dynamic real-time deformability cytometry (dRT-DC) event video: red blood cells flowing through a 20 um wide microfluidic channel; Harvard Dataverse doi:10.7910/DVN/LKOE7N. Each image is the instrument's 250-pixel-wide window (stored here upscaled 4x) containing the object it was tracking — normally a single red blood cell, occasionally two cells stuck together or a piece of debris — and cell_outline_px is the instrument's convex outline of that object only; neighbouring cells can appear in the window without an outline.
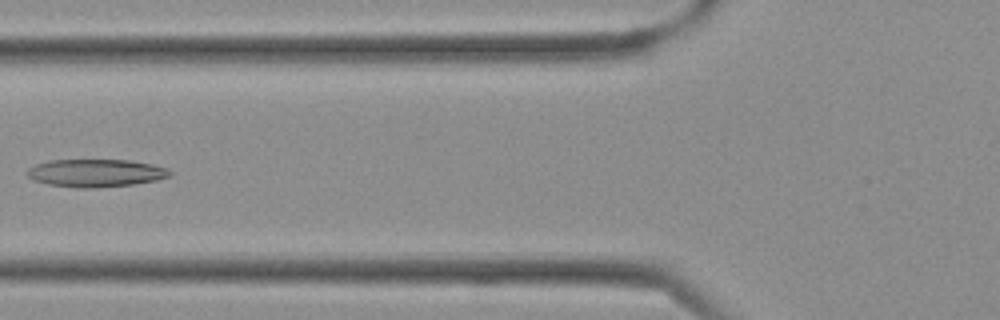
{"species": "Egyptian fruit bat (a non-hibernating species)", "species_latin": "Rousettus aegyptiacus", "temperature_condition": "cold", "stored_images_in_passage": 37, "camera_frame_rate_fps": 3000, "um_per_image_px": 0.085, "frame": {"image": 1, "passage_image": 14, "time_ms": 4.333, "image_size_px": [1000, 320], "cell_outline_px": [[172, 176], [156, 180], [132, 184], [88, 188], [76, 188], [48, 184], [32, 180], [24, 172], [28, 168], [36, 164], [48, 160], [128, 160], [152, 164], [168, 168], [172, 172]], "centroid_in_image_um": [8.11, 14.7], "position_along_channel_um": 117.7, "area_um2": 23.18}}
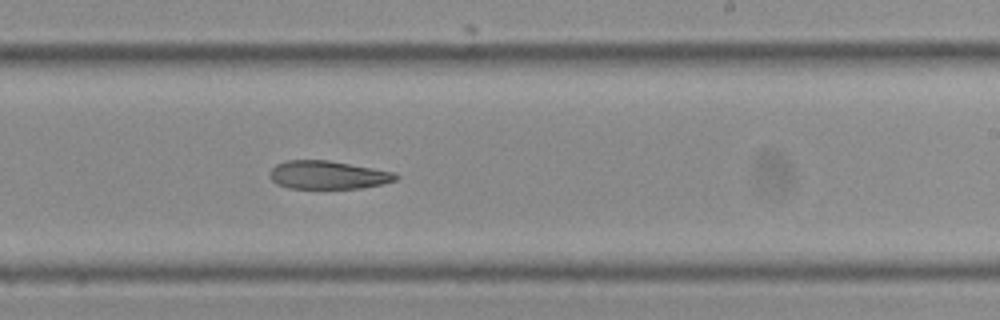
{"frame": {"image": 2, "passage_image": 22, "time_ms": 7.0, "image_size_px": [1000, 320], "cell_outline_px": [[400, 176], [396, 180], [384, 184], [360, 188], [288, 188], [276, 184], [268, 176], [268, 172], [276, 164], [284, 160], [328, 160], [396, 172]], "centroid_in_image_um": [27.86, 14.87], "position_along_channel_um": 261.1, "area_um2": 20.98}}
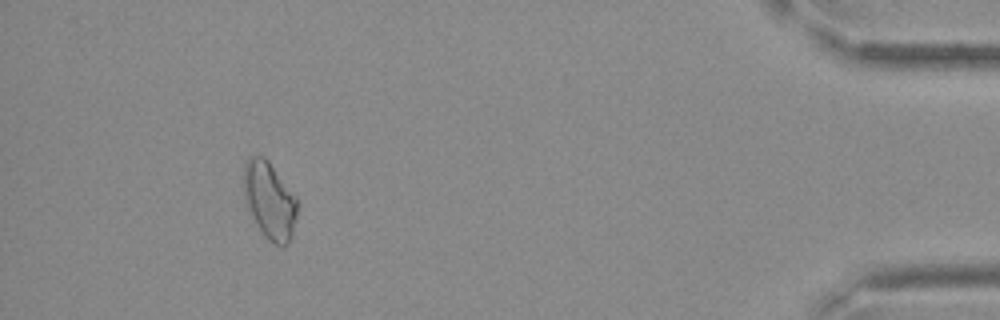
{"frame": {"image": 3, "passage_image": 34, "time_ms": 11.0, "image_size_px": [1000, 320], "cell_outline_px": [[300, 204], [292, 236], [284, 248], [268, 240], [264, 236], [256, 224], [244, 200], [244, 164], [248, 156], [264, 156], [268, 160], [296, 196]], "centroid_in_image_um": [22.94, 17.04], "position_along_channel_um": 412.3, "area_um2": 24.45}}